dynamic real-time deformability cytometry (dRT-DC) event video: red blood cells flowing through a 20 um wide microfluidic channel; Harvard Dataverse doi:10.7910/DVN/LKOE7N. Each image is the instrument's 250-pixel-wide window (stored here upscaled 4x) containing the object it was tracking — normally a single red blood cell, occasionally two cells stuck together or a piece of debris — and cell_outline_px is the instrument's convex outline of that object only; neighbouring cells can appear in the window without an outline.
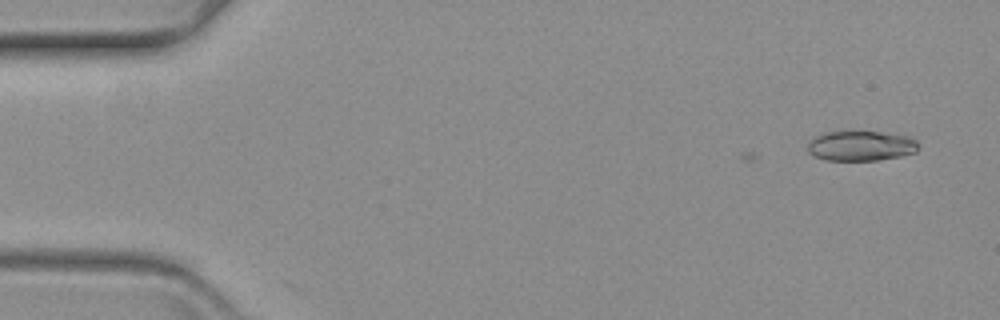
{"species": "common noctule bat (a hibernating species)", "species_latin": "Nyctalus noctula", "temperature_condition": "warm", "stored_images_in_passage": 2, "camera_frame_rate_fps": 3000, "um_per_image_px": 0.085, "animal": {"sex": "female", "body_mass_g": 19.3, "forearm_length_mm": 54.1}, "frame": {"image": 1, "passage_image": 1, "time_ms": 0.0, "image_size_px": [1000, 320], "cell_outline_px": [[916, 152], [900, 156], [876, 160], [828, 160], [816, 156], [808, 152], [808, 144], [812, 136], [824, 132], [848, 128], [880, 132], [908, 136], [916, 140]], "centroid_in_image_um": [73.1, 12.34], "position_along_channel_um": 11.9, "area_um2": 19.94}}